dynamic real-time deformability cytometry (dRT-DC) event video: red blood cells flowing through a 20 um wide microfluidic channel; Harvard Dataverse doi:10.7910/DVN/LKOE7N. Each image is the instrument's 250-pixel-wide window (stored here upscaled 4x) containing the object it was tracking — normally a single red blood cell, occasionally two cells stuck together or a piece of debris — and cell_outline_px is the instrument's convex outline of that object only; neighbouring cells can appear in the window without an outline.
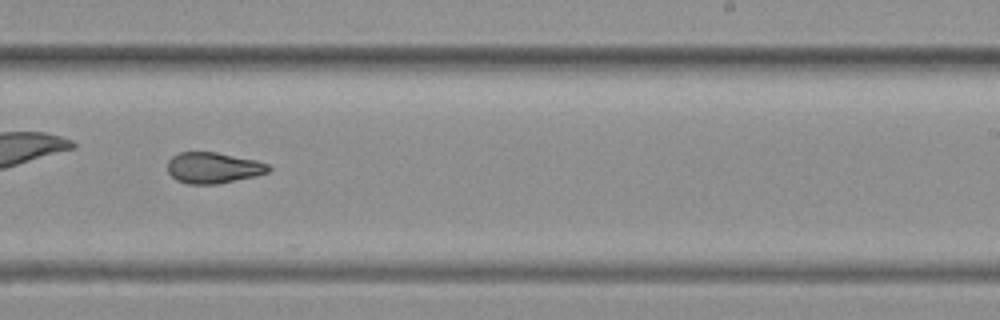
{"species": "common noctule bat (a hibernating species)", "species_latin": "Nyctalus noctula", "temperature_condition": "warm", "stored_images_in_passage": 62, "camera_frame_rate_fps": 3000, "um_per_image_px": 0.085, "animal": {"sex": "female", "body_mass_g": 19.3, "forearm_length_mm": 54.1}, "frame": {"image": 1, "passage_image": 52, "time_ms": 17.0, "image_size_px": [1000, 320], "cell_outline_px": [[272, 168], [268, 172], [256, 176], [216, 184], [188, 184], [176, 180], [168, 172], [168, 160], [172, 156], [180, 152], [216, 152], [256, 160], [268, 164]], "centroid_in_image_um": [18.13, 14.26], "position_along_channel_um": 270.9, "area_um2": 18.26}}